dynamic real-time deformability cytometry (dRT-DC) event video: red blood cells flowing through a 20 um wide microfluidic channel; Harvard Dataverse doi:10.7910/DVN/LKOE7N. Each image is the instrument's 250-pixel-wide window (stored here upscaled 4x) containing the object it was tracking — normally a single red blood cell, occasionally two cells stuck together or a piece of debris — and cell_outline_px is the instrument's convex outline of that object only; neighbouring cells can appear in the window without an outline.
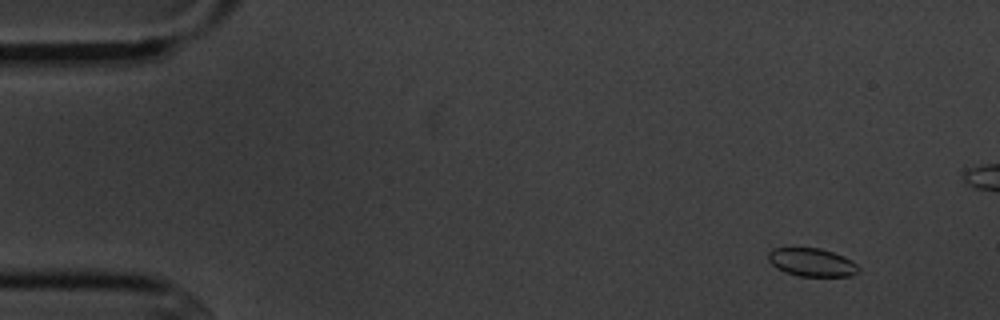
{"species": "common noctule bat (a hibernating species)", "species_latin": "Nyctalus noctula", "temperature_condition": "cold", "stored_images_in_passage": 6, "camera_frame_rate_fps": 3000, "um_per_image_px": 0.085, "animal": {"sex": "male", "body_mass_g": 20.1, "forearm_length_mm": 53.5}, "frame": {"image": 1, "passage_image": 2, "time_ms": 1.333, "image_size_px": [1000, 320], "cell_outline_px": [[860, 272], [852, 276], [800, 276], [784, 272], [776, 268], [768, 260], [768, 252], [772, 248], [820, 248], [844, 256], [852, 260], [860, 268]], "centroid_in_image_um": [69.02, 22.3], "position_along_channel_um": 16.0, "area_um2": 14.97}}